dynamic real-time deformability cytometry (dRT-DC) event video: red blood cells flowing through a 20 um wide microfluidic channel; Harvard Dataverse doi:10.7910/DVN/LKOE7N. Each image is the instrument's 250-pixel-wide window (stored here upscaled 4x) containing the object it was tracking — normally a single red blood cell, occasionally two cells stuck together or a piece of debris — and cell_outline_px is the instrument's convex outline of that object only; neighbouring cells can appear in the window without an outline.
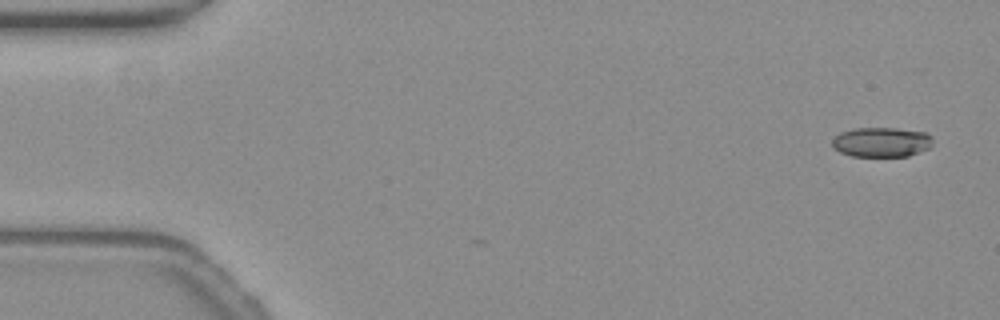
{"species": "common noctule bat (a hibernating species)", "species_latin": "Nyctalus noctula", "temperature_condition": "warm", "stored_images_in_passage": 5, "camera_frame_rate_fps": 3000, "um_per_image_px": 0.085, "animal": {"sex": "female", "body_mass_g": 19.3, "forearm_length_mm": 54.1}, "frame": {"image": 1, "passage_image": 5, "time_ms": 1.333, "image_size_px": [1000, 320], "cell_outline_px": [[932, 140], [928, 148], [908, 156], [852, 156], [840, 152], [832, 144], [832, 140], [840, 132], [856, 128], [896, 128], [924, 132], [932, 136]], "centroid_in_image_um": [74.92, 12.07], "position_along_channel_um": 10.1, "area_um2": 17.22}}